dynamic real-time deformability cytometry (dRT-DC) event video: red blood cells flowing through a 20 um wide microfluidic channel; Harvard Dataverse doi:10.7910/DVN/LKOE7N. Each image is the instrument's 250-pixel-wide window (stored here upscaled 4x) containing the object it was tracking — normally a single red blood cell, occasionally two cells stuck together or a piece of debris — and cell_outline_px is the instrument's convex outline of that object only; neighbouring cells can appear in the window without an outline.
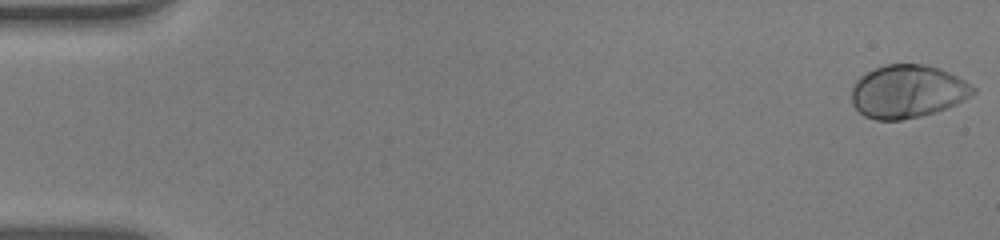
{"species": "human", "species_latin": "Homo sapiens", "temperature_condition": "warm", "stored_images_in_passage": 53, "camera_frame_rate_fps": 3000, "um_per_image_px": 0.085, "donor": {"sex": "male"}, "frame": {"image": 1, "passage_image": 1, "time_ms": 0.0, "image_size_px": [1000, 240], "cell_outline_px": [[976, 92], [956, 104], [920, 116], [900, 120], [876, 120], [864, 116], [852, 104], [852, 88], [856, 80], [860, 76], [876, 68], [888, 64], [924, 64], [940, 68], [964, 80], [976, 88]], "centroid_in_image_um": [77.13, 7.77], "position_along_channel_um": 7.9, "area_um2": 37.28}}
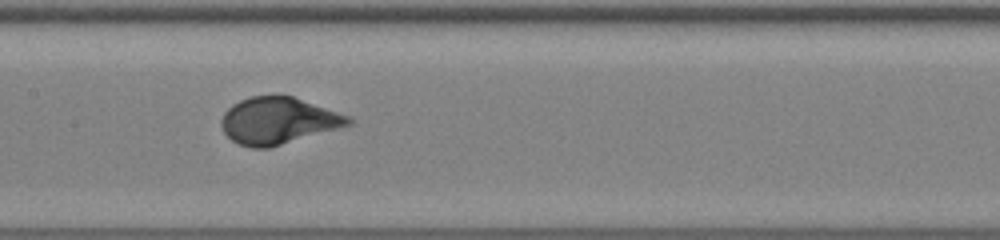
{"frame": {"image": 2, "passage_image": 27, "time_ms": 8.667, "image_size_px": [1000, 240], "cell_outline_px": [[356, 120], [352, 124], [340, 128], [268, 148], [252, 148], [240, 144], [232, 140], [224, 132], [220, 124], [220, 120], [224, 112], [232, 104], [240, 100], [252, 96], [292, 96], [352, 116]], "centroid_in_image_um": [23.68, 10.26], "position_along_channel_um": 183.7, "area_um2": 34.68}}
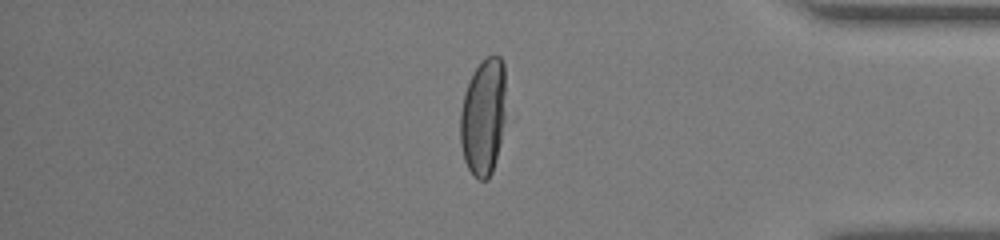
{"frame": {"image": 3, "passage_image": 45, "time_ms": 14.667, "image_size_px": [1000, 240], "cell_outline_px": [[504, 120], [500, 140], [492, 172], [488, 180], [480, 180], [472, 176], [464, 160], [460, 144], [460, 112], [464, 92], [468, 80], [472, 72], [480, 60], [484, 56], [500, 56], [504, 64]], "centroid_in_image_um": [41.04, 9.91], "position_along_channel_um": 394.2, "area_um2": 31.33}, "authors_computed_cell_mechanics": {"area_um2": 35.3158, "velocity_mm_per_s": 3.914, "shape_relaxation_time_tau1_ms": 3.3246, "shape_relaxation_time_tau2_ms": null, "deformation_change_tau1": 0.2058, "deformation_change_tau2": null}}